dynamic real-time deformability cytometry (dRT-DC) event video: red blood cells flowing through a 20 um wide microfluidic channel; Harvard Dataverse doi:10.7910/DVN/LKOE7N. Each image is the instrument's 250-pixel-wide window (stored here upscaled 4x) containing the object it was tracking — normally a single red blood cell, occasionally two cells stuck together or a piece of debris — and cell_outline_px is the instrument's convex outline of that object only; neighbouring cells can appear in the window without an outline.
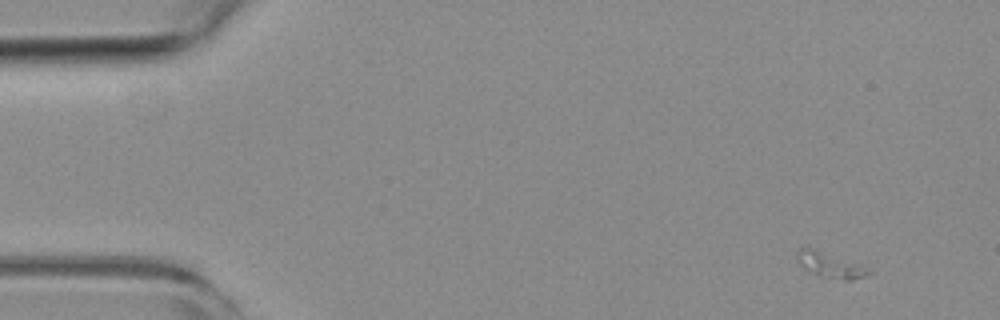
{"species": "common noctule bat (a hibernating species)", "species_latin": "Nyctalus noctula", "temperature_condition": "room temperature", "stored_images_in_passage": 51, "camera_frame_rate_fps": 3000, "um_per_image_px": 0.085, "animal": {"sex": "female", "body_mass_g": 19.3, "forearm_length_mm": 54.1}, "frame": {"image": 1, "passage_image": 1, "time_ms": 0.0, "image_size_px": [1000, 320], "cell_outline_px": [[872, 272], [868, 276], [852, 280], [844, 280], [820, 276], [804, 268], [796, 260], [796, 252], [800, 248], [808, 244], [864, 264]], "centroid_in_image_um": [70.59, 22.45], "position_along_channel_um": 14.4, "area_um2": 11.44}}